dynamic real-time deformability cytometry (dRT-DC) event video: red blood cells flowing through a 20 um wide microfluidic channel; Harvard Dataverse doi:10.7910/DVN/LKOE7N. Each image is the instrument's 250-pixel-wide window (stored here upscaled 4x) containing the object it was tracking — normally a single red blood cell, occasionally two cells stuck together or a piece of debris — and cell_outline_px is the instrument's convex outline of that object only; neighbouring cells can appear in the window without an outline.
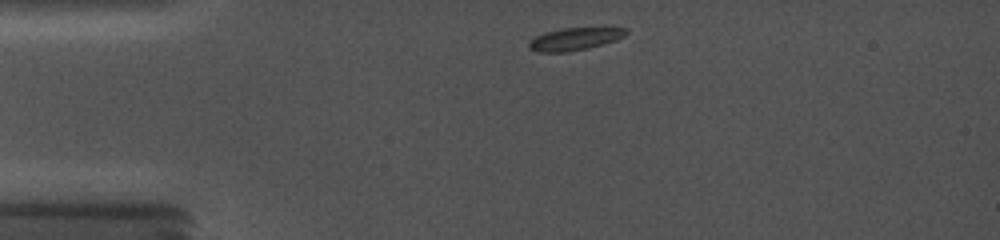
{"species": "common noctule bat (a hibernating species)", "species_latin": "Nyctalus noctula", "temperature_condition": "cold", "stored_images_in_passage": 24, "camera_frame_rate_fps": 5000, "um_per_image_px": 0.085, "animal": {"sex": "female", "body_mass_g": 19.0, "forearm_length_mm": 56.7}, "frame": {"image": 1, "passage_image": 1, "time_ms": 0.0, "image_size_px": [1000, 240], "cell_outline_px": [[628, 32], [624, 36], [616, 40], [588, 48], [564, 52], [540, 52], [528, 48], [528, 40], [544, 32], [560, 28], [628, 28]], "centroid_in_image_um": [48.81, 3.31], "position_along_channel_um": 36.2, "area_um2": 12.72}}
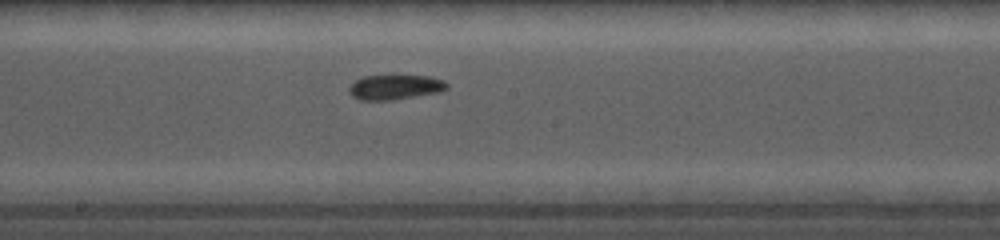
{"frame": {"image": 2, "passage_image": 10, "time_ms": 5.8, "image_size_px": [1000, 240], "cell_outline_px": [[448, 88], [440, 92], [392, 100], [360, 100], [352, 96], [348, 92], [348, 88], [356, 80], [364, 76], [428, 76], [444, 80], [448, 84]], "centroid_in_image_um": [33.58, 7.41], "position_along_channel_um": 214.6, "area_um2": 14.1}}
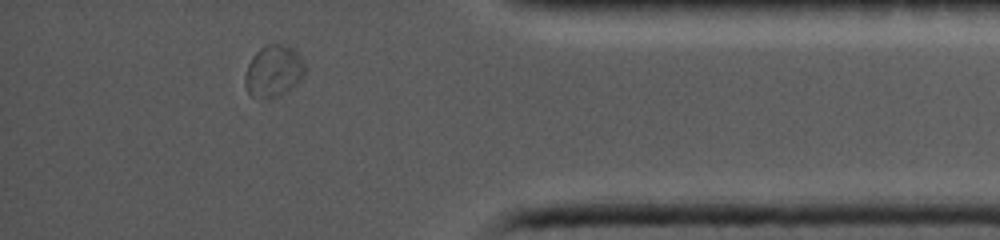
{"frame": {"image": 3, "passage_image": 19, "time_ms": 11.4, "image_size_px": [1000, 240], "cell_outline_px": [[304, 76], [280, 96], [260, 100], [252, 96], [248, 92], [244, 84], [244, 76], [248, 64], [252, 56], [264, 44], [280, 44], [292, 48], [300, 56], [304, 64]], "centroid_in_image_um": [23.2, 6.06], "position_along_channel_um": 412.0, "area_um2": 18.09}}